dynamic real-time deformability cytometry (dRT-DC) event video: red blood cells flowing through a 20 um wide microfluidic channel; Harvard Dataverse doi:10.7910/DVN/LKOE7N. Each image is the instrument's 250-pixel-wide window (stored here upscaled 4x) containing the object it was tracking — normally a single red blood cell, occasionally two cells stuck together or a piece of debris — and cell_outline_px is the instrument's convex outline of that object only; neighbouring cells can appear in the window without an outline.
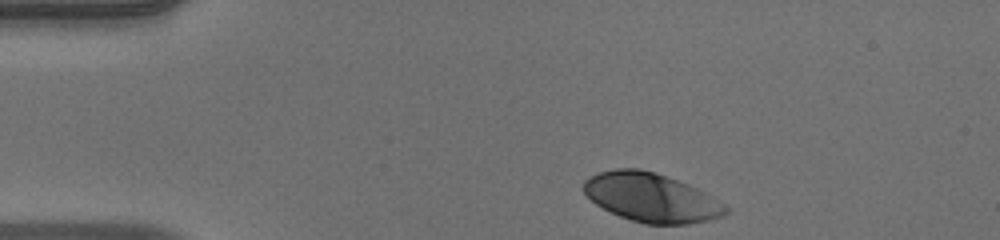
{"species": "human", "species_latin": "Homo sapiens", "temperature_condition": "warm", "stored_images_in_passage": 35, "camera_frame_rate_fps": 3000, "um_per_image_px": 0.085, "donor": {"sex": "male"}, "frame": {"image": 1, "passage_image": 1, "time_ms": 0.0, "image_size_px": [1000, 240], "cell_outline_px": [[732, 208], [724, 216], [708, 220], [688, 224], [644, 224], [620, 216], [596, 204], [584, 192], [584, 180], [600, 172], [616, 168], [640, 168], [688, 184], [712, 196]], "centroid_in_image_um": [55.41, 16.8], "position_along_channel_um": 29.6, "area_um2": 40.17}}
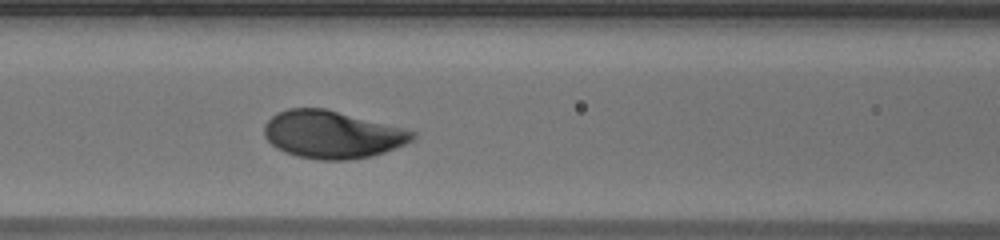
{"frame": {"image": 2, "passage_image": 14, "time_ms": 4.333, "image_size_px": [1000, 240], "cell_outline_px": [[416, 136], [412, 140], [404, 144], [384, 152], [372, 156], [348, 160], [320, 160], [296, 156], [284, 152], [276, 148], [264, 136], [264, 124], [276, 112], [288, 108], [324, 108], [416, 132]], "centroid_in_image_um": [28.18, 11.44], "position_along_channel_um": 138.4, "area_um2": 40.81}}
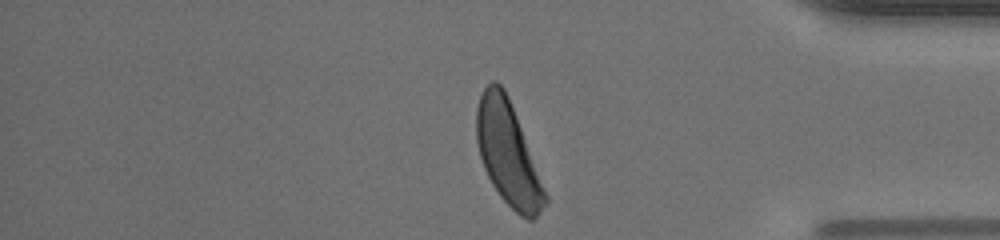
{"frame": {"image": 3, "passage_image": 35, "time_ms": 11.333, "image_size_px": [1000, 240], "cell_outline_px": [[548, 204], [532, 220], [528, 220], [520, 216], [500, 196], [492, 184], [484, 168], [480, 156], [476, 140], [476, 108], [480, 96], [484, 88], [492, 80], [496, 80], [504, 88], [508, 96], [548, 196]], "centroid_in_image_um": [43.17, 13.06], "position_along_channel_um": 392.0, "area_um2": 40.86}, "authors_computed_cell_mechanics": {"area_um2": 40.8646, "velocity_mm_per_s": 3.9368, "shape_relaxation_time_tau1_ms": 1.5377, "shape_relaxation_time_tau2_ms": null, "deformation_change_tau1": 0.1438, "deformation_change_tau2": null}}